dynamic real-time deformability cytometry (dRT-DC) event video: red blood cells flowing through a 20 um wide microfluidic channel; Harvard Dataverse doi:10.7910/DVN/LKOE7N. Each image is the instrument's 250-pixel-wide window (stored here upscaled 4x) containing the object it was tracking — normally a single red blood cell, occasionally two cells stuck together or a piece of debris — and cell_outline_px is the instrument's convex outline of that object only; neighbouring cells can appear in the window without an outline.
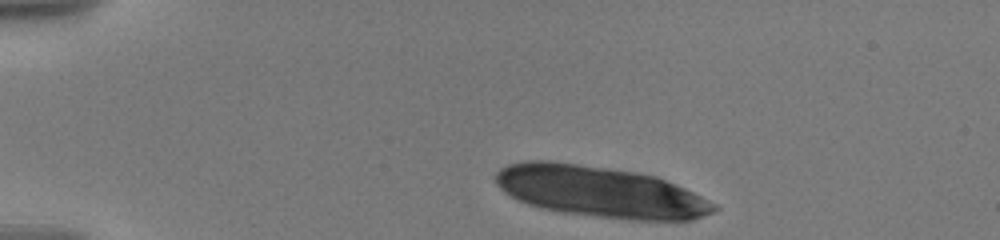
{"species": "human", "species_latin": "Homo sapiens", "temperature_condition": "warm", "stored_images_in_passage": 35, "camera_frame_rate_fps": 3000, "um_per_image_px": 0.085, "donor": {"sex": "male"}, "frame": {"image": 1, "passage_image": 1, "time_ms": 0.0, "image_size_px": [1000, 240], "cell_outline_px": [[720, 208], [704, 216], [692, 220], [628, 220], [564, 212], [540, 208], [528, 204], [504, 192], [496, 184], [496, 172], [500, 168], [508, 164], [528, 160], [548, 160], [640, 172], [656, 176], [676, 184], [716, 204]], "centroid_in_image_um": [51.02, 16.29], "position_along_channel_um": 34.0, "area_um2": 64.97}}
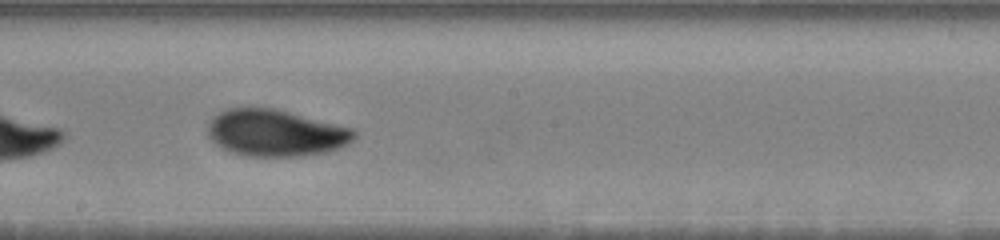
{"frame": {"image": 2, "passage_image": 21, "time_ms": 7.667, "image_size_px": [1000, 240], "cell_outline_px": [[356, 136], [348, 144], [340, 148], [324, 152], [296, 156], [248, 156], [232, 152], [216, 144], [208, 136], [208, 124], [212, 116], [228, 108], [276, 108], [352, 128], [356, 132]], "centroid_in_image_um": [23.42, 11.29], "position_along_channel_um": 224.8, "area_um2": 39.71}}
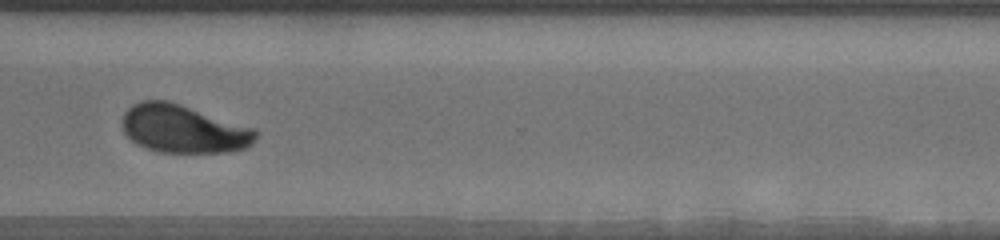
{"frame": {"image": 3, "passage_image": 34, "time_ms": 11.333, "image_size_px": [1000, 240], "cell_outline_px": [[260, 132], [252, 144], [248, 148], [224, 152], [160, 152], [144, 148], [136, 144], [124, 132], [120, 124], [124, 112], [132, 104], [140, 100], [168, 100], [256, 128]], "centroid_in_image_um": [15.59, 10.95], "position_along_channel_um": 355.0, "area_um2": 37.92}}